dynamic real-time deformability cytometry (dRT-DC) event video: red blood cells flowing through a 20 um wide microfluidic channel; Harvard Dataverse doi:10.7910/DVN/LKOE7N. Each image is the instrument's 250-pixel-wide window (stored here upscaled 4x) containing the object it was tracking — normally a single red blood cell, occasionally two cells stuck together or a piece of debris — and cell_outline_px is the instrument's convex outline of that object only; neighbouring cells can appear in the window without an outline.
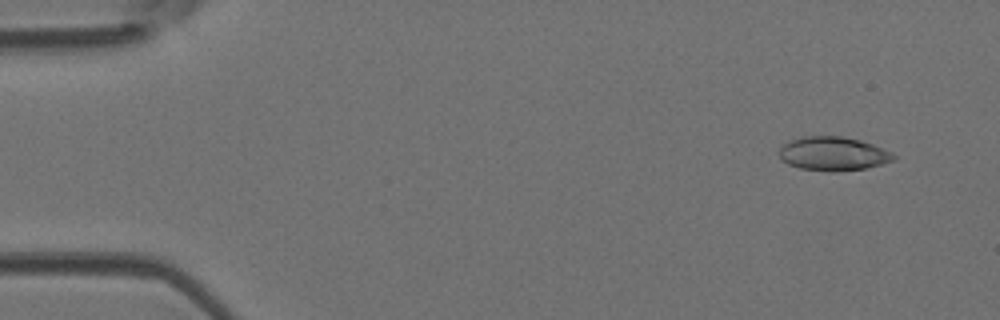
{"species": "Egyptian fruit bat (a non-hibernating species)", "species_latin": "Rousettus aegyptiacus", "temperature_condition": "room temperature", "stored_images_in_passage": 5, "camera_frame_rate_fps": 3000, "um_per_image_px": 0.085, "animal": {"sex": "female"}, "frame": {"image": 1, "passage_image": 1, "time_ms": 0.0, "image_size_px": [1000, 320], "cell_outline_px": [[896, 160], [864, 168], [832, 172], [800, 168], [788, 164], [780, 160], [780, 148], [788, 140], [804, 136], [844, 136], [860, 140], [872, 144], [892, 152], [896, 156]], "centroid_in_image_um": [70.8, 13.06], "position_along_channel_um": 14.2, "area_um2": 22.6}}